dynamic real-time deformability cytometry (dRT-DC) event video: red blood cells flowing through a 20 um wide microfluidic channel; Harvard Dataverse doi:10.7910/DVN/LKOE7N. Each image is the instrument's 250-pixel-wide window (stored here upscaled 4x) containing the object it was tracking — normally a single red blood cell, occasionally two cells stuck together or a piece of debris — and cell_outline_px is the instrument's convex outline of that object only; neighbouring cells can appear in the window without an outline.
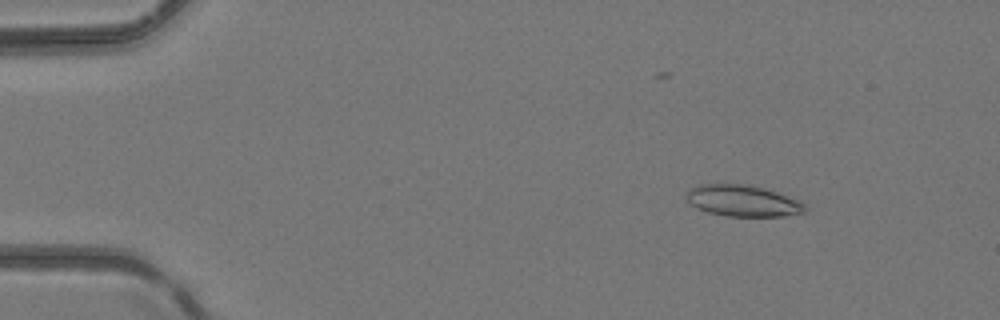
{"species": "common noctule bat (a hibernating species)", "species_latin": "Nyctalus noctula", "temperature_condition": "room temperature", "stored_images_in_passage": 4, "camera_frame_rate_fps": 3000, "um_per_image_px": 0.085, "animal": {"sex": "female", "body_mass_g": 24.6, "forearm_length_mm": 56.2}, "frame": {"image": 1, "passage_image": 3, "time_ms": 2.333, "image_size_px": [1000, 320], "cell_outline_px": [[808, 212], [784, 216], [724, 216], [708, 212], [696, 208], [688, 200], [688, 192], [692, 188], [700, 184], [748, 184], [764, 188], [800, 200], [808, 208]], "centroid_in_image_um": [63.2, 17.08], "position_along_channel_um": 21.8, "area_um2": 21.68}}